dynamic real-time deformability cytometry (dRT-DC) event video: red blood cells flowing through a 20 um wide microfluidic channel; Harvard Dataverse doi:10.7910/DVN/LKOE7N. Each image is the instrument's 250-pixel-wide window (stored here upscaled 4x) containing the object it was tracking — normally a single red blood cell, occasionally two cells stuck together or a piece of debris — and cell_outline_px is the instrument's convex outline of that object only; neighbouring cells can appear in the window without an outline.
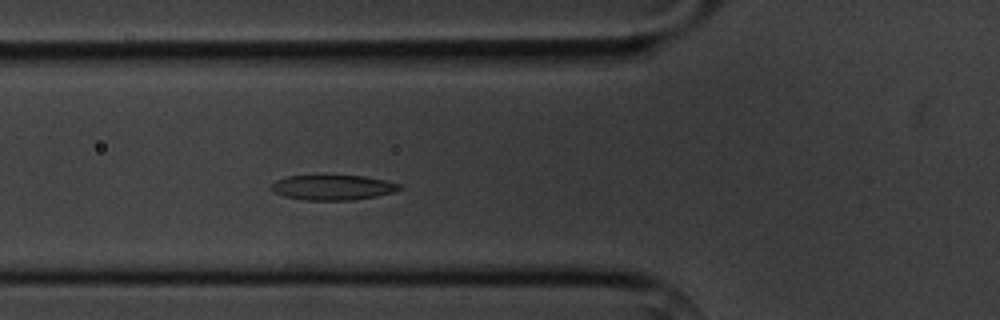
{"species": "common noctule bat (a hibernating species)", "species_latin": "Nyctalus noctula", "temperature_condition": "cold", "stored_images_in_passage": 5, "camera_frame_rate_fps": 3000, "um_per_image_px": 0.085, "animal": {"sex": "male", "body_mass_g": 20.1, "forearm_length_mm": 53.5}, "frame": {"image": 1, "passage_image": 5, "time_ms": 4.667, "image_size_px": [1000, 320], "cell_outline_px": [[400, 188], [396, 192], [376, 196], [352, 200], [304, 200], [284, 196], [272, 192], [272, 184], [276, 180], [288, 176], [364, 176], [384, 180], [400, 184]], "centroid_in_image_um": [28.28, 15.94], "position_along_channel_um": 97.5, "area_um2": 18.55}}